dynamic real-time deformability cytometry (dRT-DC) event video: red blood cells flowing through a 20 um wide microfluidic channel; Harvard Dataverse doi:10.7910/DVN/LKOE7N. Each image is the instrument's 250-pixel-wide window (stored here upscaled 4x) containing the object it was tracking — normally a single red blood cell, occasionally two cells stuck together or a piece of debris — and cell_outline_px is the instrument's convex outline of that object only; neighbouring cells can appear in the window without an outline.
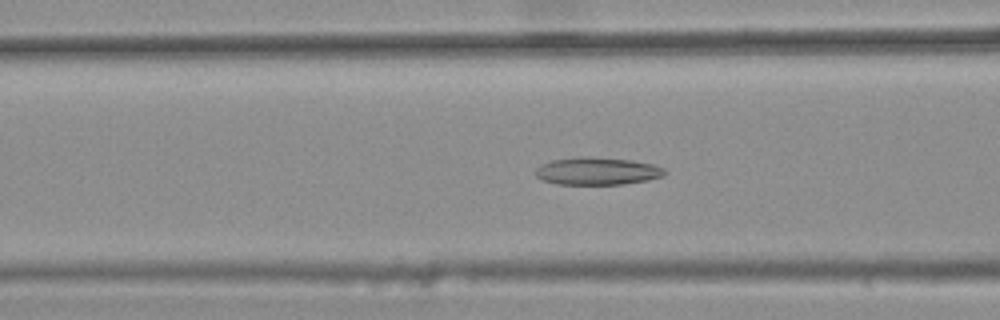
{"species": "common noctule bat (a hibernating species)", "species_latin": "Nyctalus noctula", "temperature_condition": "warm", "stored_images_in_passage": 32, "camera_frame_rate_fps": 3000, "um_per_image_px": 0.085, "animal": {"sex": "female", "body_mass_g": 25.1}, "frame": {"image": 1, "passage_image": 7, "time_ms": 2.0, "image_size_px": [1000, 320], "cell_outline_px": [[664, 176], [648, 180], [624, 184], [556, 184], [544, 180], [536, 176], [536, 168], [540, 164], [552, 160], [580, 156], [588, 156], [632, 160], [652, 164], [664, 168]], "centroid_in_image_um": [50.75, 14.53], "position_along_channel_um": 115.8, "area_um2": 20.75}}
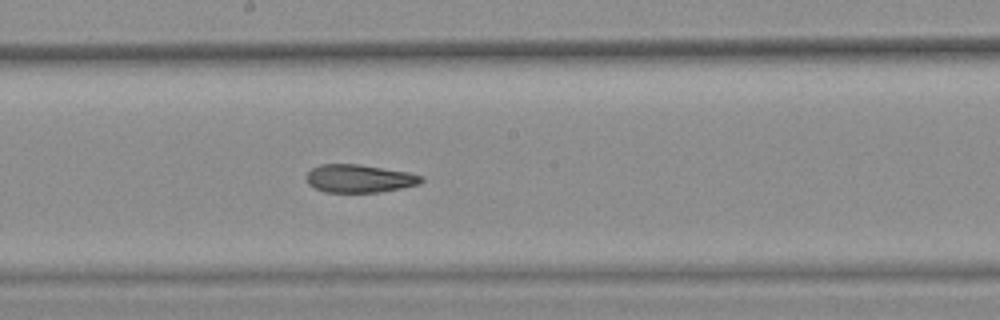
{"frame": {"image": 2, "passage_image": 15, "time_ms": 4.667, "image_size_px": [1000, 320], "cell_outline_px": [[424, 180], [420, 184], [380, 192], [324, 192], [308, 184], [304, 176], [312, 168], [320, 164], [360, 164], [408, 172], [424, 176]], "centroid_in_image_um": [30.53, 15.17], "position_along_channel_um": 217.7, "area_um2": 18.9}}
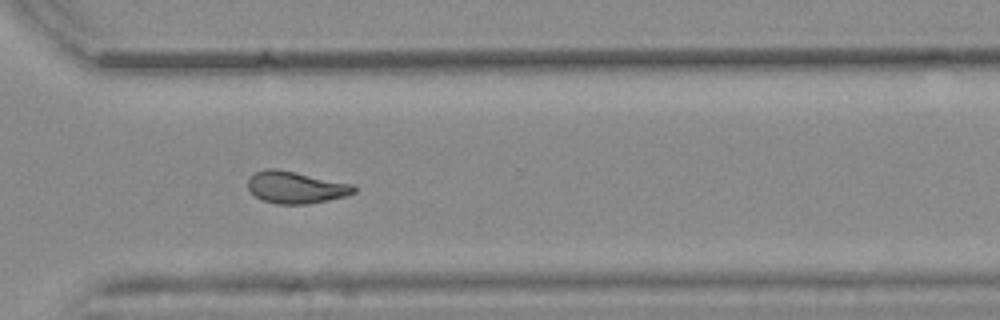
{"frame": {"image": 3, "passage_image": 25, "time_ms": 8.0, "image_size_px": [1000, 320], "cell_outline_px": [[356, 192], [344, 196], [328, 200], [308, 204], [276, 204], [264, 200], [256, 196], [248, 188], [248, 180], [256, 172], [268, 168], [276, 168], [352, 184], [356, 188]], "centroid_in_image_um": [25.14, 15.93], "position_along_channel_um": 345.5, "area_um2": 19.48}, "authors_computed_cell_mechanics": {"area_um2": 19.4497, "velocity_mm_per_s": 3.8217, "shape_relaxation_time_tau1_ms": null, "shape_relaxation_time_tau2_ms": 3.1891, "deformation_change_tau1": null, "deformation_change_tau2": 0.1063}}